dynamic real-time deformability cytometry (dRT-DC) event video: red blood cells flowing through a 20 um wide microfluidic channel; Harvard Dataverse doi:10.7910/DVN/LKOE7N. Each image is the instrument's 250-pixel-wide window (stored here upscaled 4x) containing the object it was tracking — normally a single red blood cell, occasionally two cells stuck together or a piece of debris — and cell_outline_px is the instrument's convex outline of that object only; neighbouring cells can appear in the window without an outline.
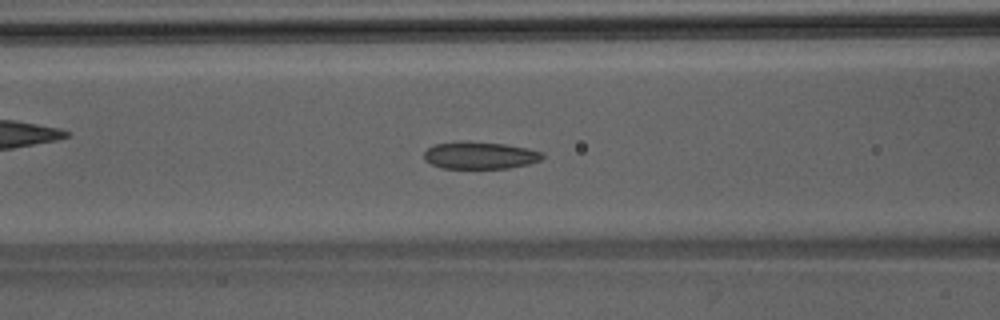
{"species": "Egyptian fruit bat (a non-hibernating species)", "species_latin": "Rousettus aegyptiacus", "temperature_condition": "room temperature", "stored_images_in_passage": 50, "camera_frame_rate_fps": 3000, "um_per_image_px": 0.085, "animal": {"sex": "male"}, "frame": {"image": 1, "passage_image": 20, "time_ms": 6.333, "image_size_px": [1000, 320], "cell_outline_px": [[544, 156], [540, 160], [528, 164], [508, 168], [440, 168], [424, 160], [424, 152], [432, 144], [460, 140], [468, 140], [504, 144], [528, 148], [544, 152]], "centroid_in_image_um": [40.76, 13.18], "position_along_channel_um": 125.8, "area_um2": 19.13}}
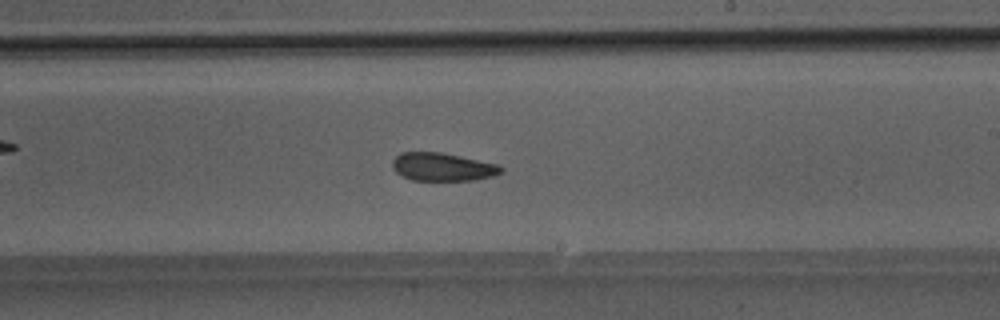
{"frame": {"image": 2, "passage_image": 29, "time_ms": 9.333, "image_size_px": [1000, 320], "cell_outline_px": [[504, 172], [492, 176], [476, 180], [412, 180], [400, 176], [392, 168], [392, 160], [400, 152], [440, 152], [500, 164], [504, 168]], "centroid_in_image_um": [37.63, 14.19], "position_along_channel_um": 251.4, "area_um2": 18.03}}
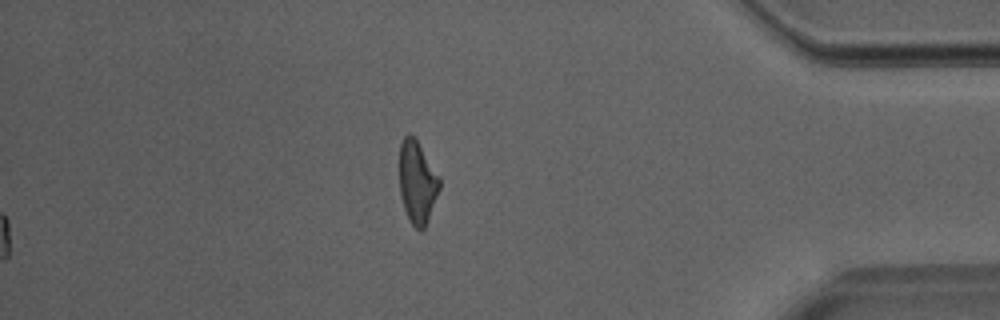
{"frame": {"image": 3, "passage_image": 50, "time_ms": 16.333, "image_size_px": [1000, 320], "cell_outline_px": [[440, 188], [428, 220], [424, 228], [420, 232], [408, 220], [400, 196], [400, 144], [404, 136], [408, 132], [416, 140], [440, 176]], "centroid_in_image_um": [35.47, 15.51], "position_along_channel_um": 399.7, "area_um2": 19.25}}